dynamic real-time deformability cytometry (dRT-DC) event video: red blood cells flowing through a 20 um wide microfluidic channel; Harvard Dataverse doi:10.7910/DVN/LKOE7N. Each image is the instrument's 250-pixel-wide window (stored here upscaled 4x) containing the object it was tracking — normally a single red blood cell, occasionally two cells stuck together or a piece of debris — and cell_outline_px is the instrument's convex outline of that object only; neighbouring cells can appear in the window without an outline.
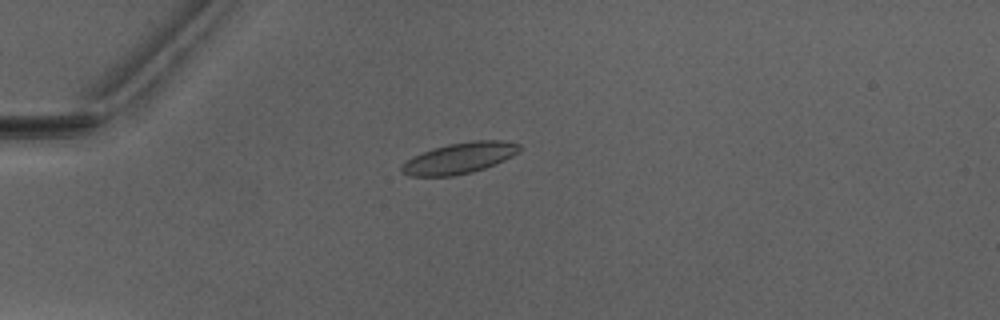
{"species": "Egyptian fruit bat (a non-hibernating species)", "species_latin": "Rousettus aegyptiacus", "temperature_condition": "warm", "stored_images_in_passage": 40, "camera_frame_rate_fps": 3000, "um_per_image_px": 0.085, "animal": {"sex": "male"}, "frame": {"image": 1, "passage_image": 16, "time_ms": 5.0, "image_size_px": [1000, 320], "cell_outline_px": [[520, 148], [512, 156], [496, 164], [472, 172], [452, 176], [408, 176], [400, 172], [400, 168], [412, 156], [432, 148], [448, 144], [472, 140], [504, 140], [520, 144]], "centroid_in_image_um": [39.03, 13.43], "position_along_channel_um": 46.0, "area_um2": 21.27}}
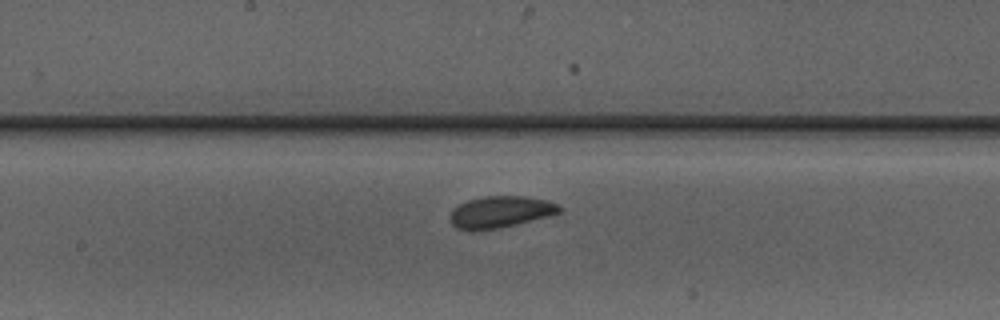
{"frame": {"image": 2, "passage_image": 30, "time_ms": 9.667, "image_size_px": [1000, 320], "cell_outline_px": [[564, 208], [560, 212], [552, 216], [500, 228], [456, 228], [448, 220], [448, 216], [452, 208], [468, 200], [484, 196], [524, 196], [548, 200], [560, 204]], "centroid_in_image_um": [42.6, 17.99], "position_along_channel_um": 205.6, "area_um2": 20.23}}
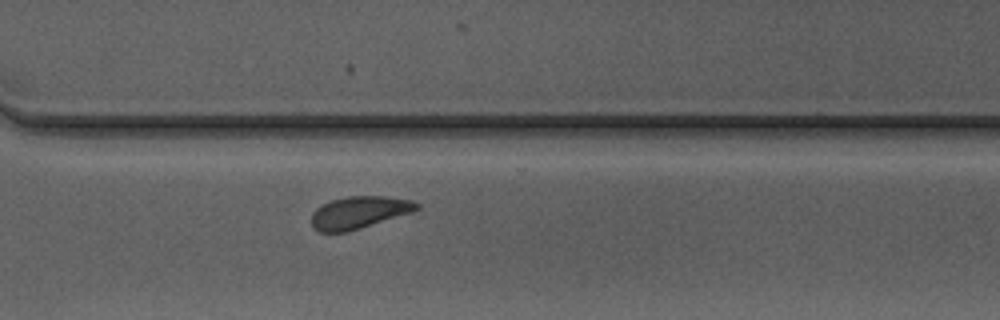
{"frame": {"image": 3, "passage_image": 40, "time_ms": 13.0, "image_size_px": [1000, 320], "cell_outline_px": [[420, 208], [412, 212], [348, 232], [320, 232], [312, 224], [312, 212], [316, 208], [332, 200], [348, 196], [384, 196], [412, 200], [420, 204]], "centroid_in_image_um": [30.55, 18.05], "position_along_channel_um": 340.1, "area_um2": 19.65}}